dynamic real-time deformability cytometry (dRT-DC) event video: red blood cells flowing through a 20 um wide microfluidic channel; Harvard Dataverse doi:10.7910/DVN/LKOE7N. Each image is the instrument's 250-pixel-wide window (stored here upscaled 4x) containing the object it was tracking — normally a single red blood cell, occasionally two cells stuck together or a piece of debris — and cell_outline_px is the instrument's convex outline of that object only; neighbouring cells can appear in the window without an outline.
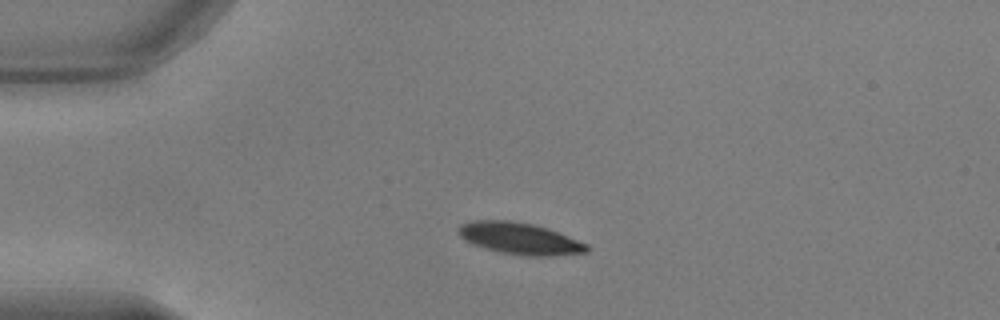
{"species": "common noctule bat (a hibernating species)", "species_latin": "Nyctalus noctula", "temperature_condition": "warm", "stored_images_in_passage": 41, "camera_frame_rate_fps": 3000, "um_per_image_px": 0.085, "animal": {"sex": "male", "body_mass_g": 17.9, "forearm_length_mm": 54.2}, "frame": {"image": 1, "passage_image": 1, "time_ms": 0.0, "image_size_px": [1000, 320], "cell_outline_px": [[588, 252], [552, 256], [528, 256], [500, 252], [484, 248], [472, 244], [464, 240], [456, 232], [460, 224], [472, 220], [512, 220], [532, 224], [548, 228], [588, 244]], "centroid_in_image_um": [44.14, 20.26], "position_along_channel_um": 40.9, "area_um2": 23.87}}
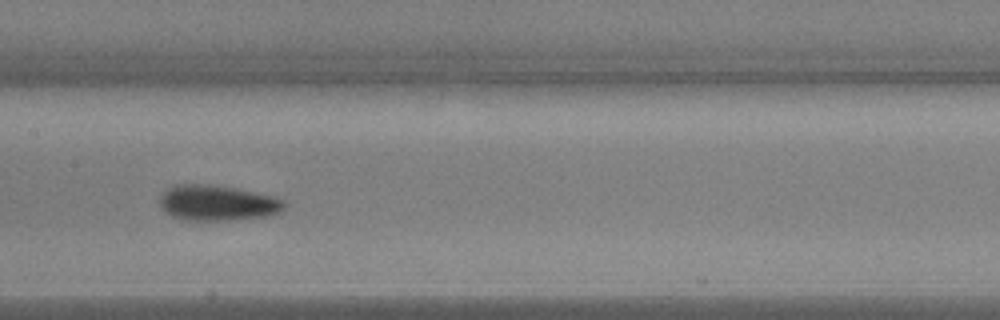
{"frame": {"image": 2, "passage_image": 15, "time_ms": 4.667, "image_size_px": [1000, 320], "cell_outline_px": [[288, 204], [280, 212], [268, 216], [236, 220], [180, 220], [164, 212], [160, 208], [160, 196], [172, 184], [212, 184], [236, 188], [276, 196], [284, 200]], "centroid_in_image_um": [18.49, 17.25], "position_along_channel_um": 188.9, "area_um2": 26.36}}
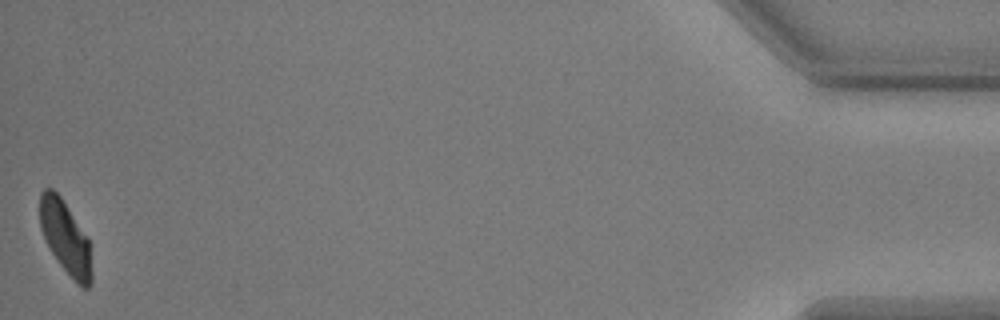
{"frame": {"image": 3, "passage_image": 41, "time_ms": 13.333, "image_size_px": [1000, 320], "cell_outline_px": [[92, 284], [88, 288], [84, 288], [60, 264], [52, 252], [40, 228], [40, 192], [44, 188], [52, 188], [60, 196], [88, 236], [92, 272]], "centroid_in_image_um": [5.57, 20.15], "position_along_channel_um": 429.6, "area_um2": 21.68}, "authors_computed_cell_mechanics": {"area_um2": 24.3916, "velocity_mm_per_s": 3.8196, "shape_relaxation_time_tau1_ms": 2.3846, "shape_relaxation_time_tau2_ms": 6.5625, "deformation_change_tau1": 0.1289, "deformation_change_tau2": 0.0911}}